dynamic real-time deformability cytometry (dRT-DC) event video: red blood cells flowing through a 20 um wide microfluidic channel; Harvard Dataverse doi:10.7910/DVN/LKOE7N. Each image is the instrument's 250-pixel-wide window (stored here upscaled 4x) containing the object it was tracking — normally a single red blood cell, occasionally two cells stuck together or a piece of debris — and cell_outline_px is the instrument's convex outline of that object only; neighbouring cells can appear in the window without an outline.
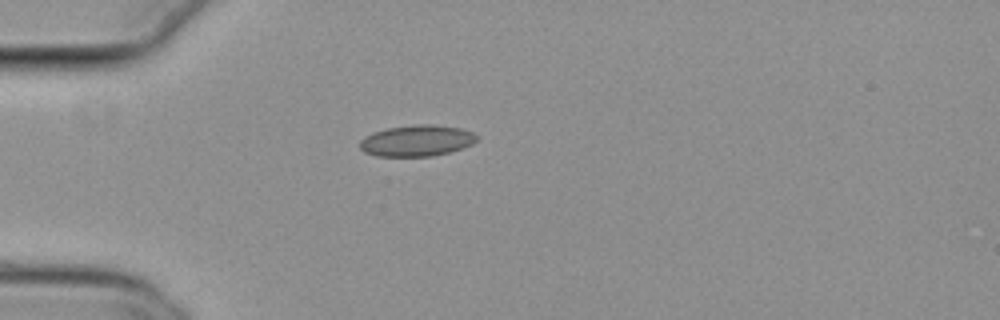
{"species": "common noctule bat (a hibernating species)", "species_latin": "Nyctalus noctula", "temperature_condition": "cold", "stored_images_in_passage": 38, "camera_frame_rate_fps": 3000, "um_per_image_px": 0.085, "animal": {"sex": "female", "body_mass_g": 29.2, "forearm_length_mm": 56.3}, "frame": {"image": 1, "passage_image": 1, "time_ms": 0.0, "image_size_px": [1000, 320], "cell_outline_px": [[476, 140], [472, 144], [464, 148], [432, 156], [376, 156], [364, 152], [360, 148], [360, 140], [364, 136], [372, 132], [388, 128], [412, 124], [432, 124], [460, 128], [472, 132], [476, 136]], "centroid_in_image_um": [35.39, 11.95], "position_along_channel_um": 49.6, "area_um2": 21.33}}
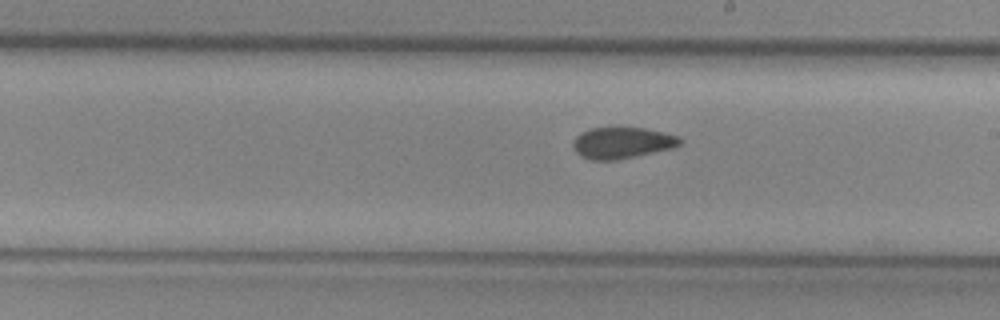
{"frame": {"image": 2, "passage_image": 17, "time_ms": 5.333, "image_size_px": [1000, 320], "cell_outline_px": [[684, 140], [680, 144], [672, 148], [616, 160], [592, 160], [580, 156], [576, 152], [572, 144], [576, 136], [580, 132], [588, 128], [616, 124], [644, 128], [664, 132], [680, 136]], "centroid_in_image_um": [52.85, 12.08], "position_along_channel_um": 236.1, "area_um2": 20.35}}
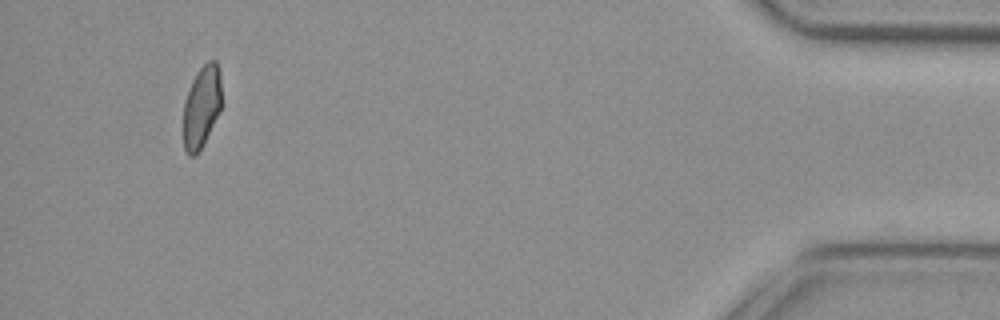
{"frame": {"image": 3, "passage_image": 37, "time_ms": 12.0, "image_size_px": [1000, 320], "cell_outline_px": [[220, 108], [196, 156], [188, 156], [184, 148], [184, 104], [192, 80], [196, 72], [208, 60], [216, 60], [220, 72]], "centroid_in_image_um": [17.12, 9.03], "position_along_channel_um": 418.1, "area_um2": 17.69}, "authors_computed_cell_mechanics": {"area_um2": 19.8254, "velocity_mm_per_s": 3.7966, "shape_relaxation_time_tau1_ms": null, "shape_relaxation_time_tau2_ms": 2.5171, "deformation_change_tau1": null, "deformation_change_tau2": 0.0631}}